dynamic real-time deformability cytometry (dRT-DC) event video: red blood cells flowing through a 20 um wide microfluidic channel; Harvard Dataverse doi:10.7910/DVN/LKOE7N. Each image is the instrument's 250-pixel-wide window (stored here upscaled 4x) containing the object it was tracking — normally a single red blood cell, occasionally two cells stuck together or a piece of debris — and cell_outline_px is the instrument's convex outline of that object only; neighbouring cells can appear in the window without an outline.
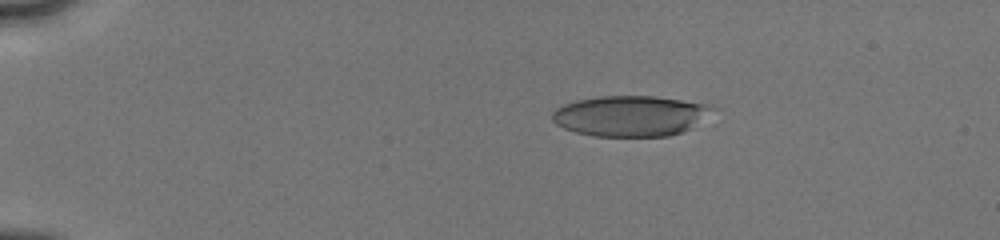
{"species": "human", "species_latin": "Homo sapiens", "temperature_condition": "cold", "stored_images_in_passage": 11, "camera_frame_rate_fps": 3000, "um_per_image_px": 0.085, "donor": {"sex": "male"}, "frame": {"image": 1, "passage_image": 7, "time_ms": 3.333, "image_size_px": [1000, 240], "cell_outline_px": [[724, 108], [692, 128], [668, 136], [592, 136], [576, 132], [564, 128], [556, 124], [552, 120], [552, 112], [556, 108], [564, 104], [576, 100], [600, 96], [656, 96], [716, 104]], "centroid_in_image_um": [53.75, 9.83], "position_along_channel_um": 31.3, "area_um2": 38.96}}
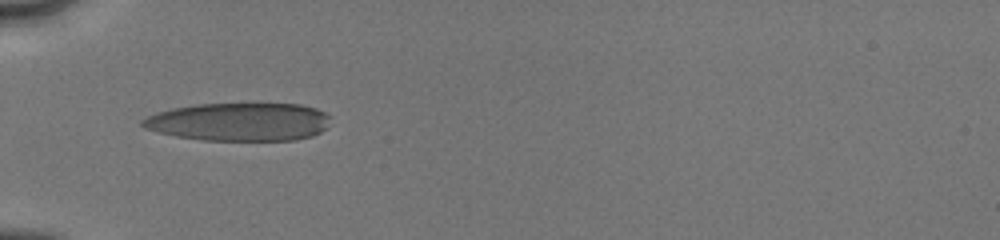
{"frame": {"image": 2, "passage_image": 10, "time_ms": 6.0, "image_size_px": [1000, 240], "cell_outline_px": [[328, 116], [324, 128], [320, 132], [312, 136], [296, 140], [200, 140], [176, 136], [144, 128], [140, 124], [140, 120], [156, 112], [172, 108], [196, 104], [300, 104], [316, 108], [324, 112]], "centroid_in_image_um": [20.28, 10.35], "position_along_channel_um": 64.7, "area_um2": 41.62}}